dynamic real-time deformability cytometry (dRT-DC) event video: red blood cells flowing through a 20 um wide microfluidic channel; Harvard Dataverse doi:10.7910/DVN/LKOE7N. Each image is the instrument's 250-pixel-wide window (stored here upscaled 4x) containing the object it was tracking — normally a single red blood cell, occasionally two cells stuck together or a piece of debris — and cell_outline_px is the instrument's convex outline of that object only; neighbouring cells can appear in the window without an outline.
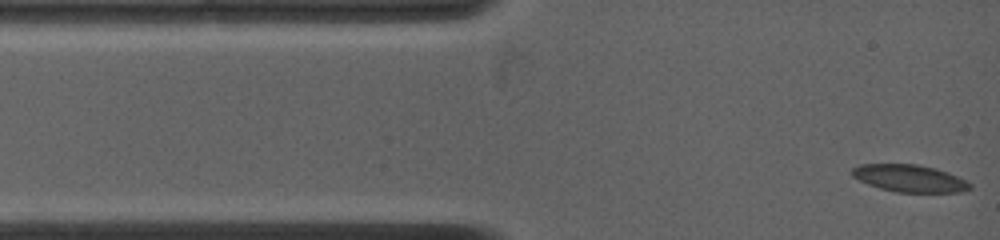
{"species": "common noctule bat (a hibernating species)", "species_latin": "Nyctalus noctula", "temperature_condition": "warm", "stored_images_in_passage": 75, "camera_frame_rate_fps": 4500, "um_per_image_px": 0.085, "animal": {"sex": "female", "body_mass_g": 19.0, "forearm_length_mm": 53.3}, "frame": {"image": 1, "passage_image": 1, "time_ms": 0.0, "image_size_px": [1000, 240], "cell_outline_px": [[972, 188], [964, 192], [896, 192], [880, 188], [868, 184], [852, 176], [852, 168], [860, 164], [916, 164], [936, 168], [948, 172], [972, 184]], "centroid_in_image_um": [77.33, 15.16], "position_along_channel_um": 7.7, "area_um2": 18.67}}
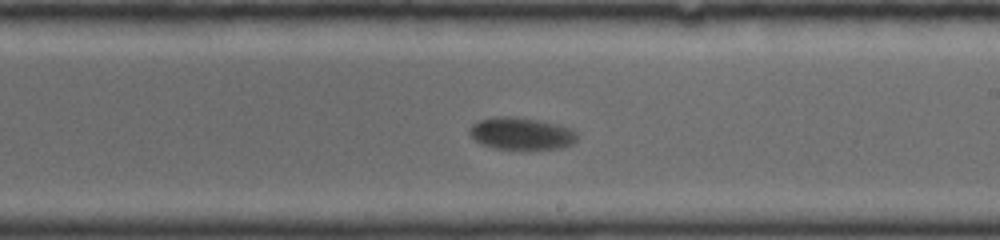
{"frame": {"image": 2, "passage_image": 40, "time_ms": 7.778, "image_size_px": [1000, 240], "cell_outline_px": [[576, 140], [572, 144], [560, 148], [492, 148], [480, 144], [468, 132], [468, 128], [472, 124], [480, 120], [496, 116], [512, 116], [540, 120], [572, 128], [576, 132]], "centroid_in_image_um": [44.28, 11.33], "position_along_channel_um": 244.7, "area_um2": 20.06}}
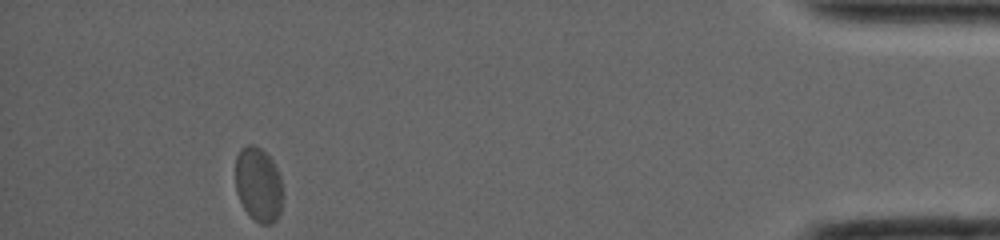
{"frame": {"image": 3, "passage_image": 75, "time_ms": 14.667, "image_size_px": [1000, 240], "cell_outline_px": [[284, 196], [280, 212], [276, 220], [272, 224], [260, 224], [244, 208], [236, 192], [236, 156], [240, 148], [248, 144], [252, 144], [260, 148], [272, 160], [280, 176], [284, 192]], "centroid_in_image_um": [21.99, 15.68], "position_along_channel_um": 413.2, "area_um2": 20.69}, "authors_computed_cell_mechanics": {"area_um2": 20.1722, "velocity_mm_per_s": 3.656, "shape_relaxation_time_tau1_ms": 3.0033, "shape_relaxation_time_tau2_ms": null, "deformation_change_tau1": 0.0694, "deformation_change_tau2": null}}